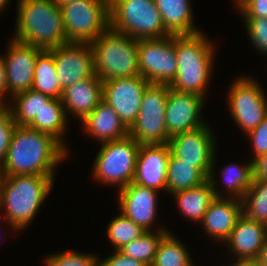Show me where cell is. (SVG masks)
Returning <instances> with one entry per match:
<instances>
[{
	"label": "cell",
	"instance_id": "obj_17",
	"mask_svg": "<svg viewBox=\"0 0 267 266\" xmlns=\"http://www.w3.org/2000/svg\"><path fill=\"white\" fill-rule=\"evenodd\" d=\"M171 149L168 143L141 144L138 151L133 183L166 192L168 162Z\"/></svg>",
	"mask_w": 267,
	"mask_h": 266
},
{
	"label": "cell",
	"instance_id": "obj_2",
	"mask_svg": "<svg viewBox=\"0 0 267 266\" xmlns=\"http://www.w3.org/2000/svg\"><path fill=\"white\" fill-rule=\"evenodd\" d=\"M16 41L50 50L68 43L60 6L52 0H18Z\"/></svg>",
	"mask_w": 267,
	"mask_h": 266
},
{
	"label": "cell",
	"instance_id": "obj_4",
	"mask_svg": "<svg viewBox=\"0 0 267 266\" xmlns=\"http://www.w3.org/2000/svg\"><path fill=\"white\" fill-rule=\"evenodd\" d=\"M214 45L203 32L175 35L178 68L175 79L169 85L170 88L207 96V86H209L214 55H216Z\"/></svg>",
	"mask_w": 267,
	"mask_h": 266
},
{
	"label": "cell",
	"instance_id": "obj_38",
	"mask_svg": "<svg viewBox=\"0 0 267 266\" xmlns=\"http://www.w3.org/2000/svg\"><path fill=\"white\" fill-rule=\"evenodd\" d=\"M112 255L104 260H98V266H147L142 261L125 256L119 250H114Z\"/></svg>",
	"mask_w": 267,
	"mask_h": 266
},
{
	"label": "cell",
	"instance_id": "obj_36",
	"mask_svg": "<svg viewBox=\"0 0 267 266\" xmlns=\"http://www.w3.org/2000/svg\"><path fill=\"white\" fill-rule=\"evenodd\" d=\"M16 123L12 113L5 108L0 113V166L3 165Z\"/></svg>",
	"mask_w": 267,
	"mask_h": 266
},
{
	"label": "cell",
	"instance_id": "obj_28",
	"mask_svg": "<svg viewBox=\"0 0 267 266\" xmlns=\"http://www.w3.org/2000/svg\"><path fill=\"white\" fill-rule=\"evenodd\" d=\"M10 99L12 104L7 109L12 113L16 125L28 126L52 98L29 89Z\"/></svg>",
	"mask_w": 267,
	"mask_h": 266
},
{
	"label": "cell",
	"instance_id": "obj_35",
	"mask_svg": "<svg viewBox=\"0 0 267 266\" xmlns=\"http://www.w3.org/2000/svg\"><path fill=\"white\" fill-rule=\"evenodd\" d=\"M245 29L255 49L267 56V18L243 17Z\"/></svg>",
	"mask_w": 267,
	"mask_h": 266
},
{
	"label": "cell",
	"instance_id": "obj_29",
	"mask_svg": "<svg viewBox=\"0 0 267 266\" xmlns=\"http://www.w3.org/2000/svg\"><path fill=\"white\" fill-rule=\"evenodd\" d=\"M170 231L160 240L151 266H194L183 242Z\"/></svg>",
	"mask_w": 267,
	"mask_h": 266
},
{
	"label": "cell",
	"instance_id": "obj_6",
	"mask_svg": "<svg viewBox=\"0 0 267 266\" xmlns=\"http://www.w3.org/2000/svg\"><path fill=\"white\" fill-rule=\"evenodd\" d=\"M109 27L136 40L171 35L154 0H109Z\"/></svg>",
	"mask_w": 267,
	"mask_h": 266
},
{
	"label": "cell",
	"instance_id": "obj_18",
	"mask_svg": "<svg viewBox=\"0 0 267 266\" xmlns=\"http://www.w3.org/2000/svg\"><path fill=\"white\" fill-rule=\"evenodd\" d=\"M117 193L119 200L117 210L120 209V212L143 230L153 231V224H155V219L158 216V198L156 195L158 191L132 182Z\"/></svg>",
	"mask_w": 267,
	"mask_h": 266
},
{
	"label": "cell",
	"instance_id": "obj_24",
	"mask_svg": "<svg viewBox=\"0 0 267 266\" xmlns=\"http://www.w3.org/2000/svg\"><path fill=\"white\" fill-rule=\"evenodd\" d=\"M165 29L171 35H192L201 32L193 22L191 0H154Z\"/></svg>",
	"mask_w": 267,
	"mask_h": 266
},
{
	"label": "cell",
	"instance_id": "obj_15",
	"mask_svg": "<svg viewBox=\"0 0 267 266\" xmlns=\"http://www.w3.org/2000/svg\"><path fill=\"white\" fill-rule=\"evenodd\" d=\"M7 49L6 55L2 56L7 94L14 97L32 88L36 59L42 49L14 39L9 42Z\"/></svg>",
	"mask_w": 267,
	"mask_h": 266
},
{
	"label": "cell",
	"instance_id": "obj_16",
	"mask_svg": "<svg viewBox=\"0 0 267 266\" xmlns=\"http://www.w3.org/2000/svg\"><path fill=\"white\" fill-rule=\"evenodd\" d=\"M49 51L53 55L62 89L95 75L93 52L89 43H66Z\"/></svg>",
	"mask_w": 267,
	"mask_h": 266
},
{
	"label": "cell",
	"instance_id": "obj_31",
	"mask_svg": "<svg viewBox=\"0 0 267 266\" xmlns=\"http://www.w3.org/2000/svg\"><path fill=\"white\" fill-rule=\"evenodd\" d=\"M221 175V179H224L222 183L227 187L225 192L228 191L226 194L229 195L226 196L242 200L253 181L252 160L244 166L228 164L222 169Z\"/></svg>",
	"mask_w": 267,
	"mask_h": 266
},
{
	"label": "cell",
	"instance_id": "obj_47",
	"mask_svg": "<svg viewBox=\"0 0 267 266\" xmlns=\"http://www.w3.org/2000/svg\"><path fill=\"white\" fill-rule=\"evenodd\" d=\"M52 1L55 2L59 6V5H62V4H65V3L74 2V1H77V0H52Z\"/></svg>",
	"mask_w": 267,
	"mask_h": 266
},
{
	"label": "cell",
	"instance_id": "obj_13",
	"mask_svg": "<svg viewBox=\"0 0 267 266\" xmlns=\"http://www.w3.org/2000/svg\"><path fill=\"white\" fill-rule=\"evenodd\" d=\"M148 84L141 76L103 81V100L113 108L128 129L136 120Z\"/></svg>",
	"mask_w": 267,
	"mask_h": 266
},
{
	"label": "cell",
	"instance_id": "obj_45",
	"mask_svg": "<svg viewBox=\"0 0 267 266\" xmlns=\"http://www.w3.org/2000/svg\"><path fill=\"white\" fill-rule=\"evenodd\" d=\"M235 3V6H237V10H239L244 4H246L249 0H232ZM237 4V5H236Z\"/></svg>",
	"mask_w": 267,
	"mask_h": 266
},
{
	"label": "cell",
	"instance_id": "obj_11",
	"mask_svg": "<svg viewBox=\"0 0 267 266\" xmlns=\"http://www.w3.org/2000/svg\"><path fill=\"white\" fill-rule=\"evenodd\" d=\"M177 68L175 35L138 40V69L146 81L170 85Z\"/></svg>",
	"mask_w": 267,
	"mask_h": 266
},
{
	"label": "cell",
	"instance_id": "obj_5",
	"mask_svg": "<svg viewBox=\"0 0 267 266\" xmlns=\"http://www.w3.org/2000/svg\"><path fill=\"white\" fill-rule=\"evenodd\" d=\"M90 46L94 72L102 81L140 76L138 40L109 27Z\"/></svg>",
	"mask_w": 267,
	"mask_h": 266
},
{
	"label": "cell",
	"instance_id": "obj_20",
	"mask_svg": "<svg viewBox=\"0 0 267 266\" xmlns=\"http://www.w3.org/2000/svg\"><path fill=\"white\" fill-rule=\"evenodd\" d=\"M267 237V226L245 214L236 222L230 237L224 242L237 260L258 259Z\"/></svg>",
	"mask_w": 267,
	"mask_h": 266
},
{
	"label": "cell",
	"instance_id": "obj_32",
	"mask_svg": "<svg viewBox=\"0 0 267 266\" xmlns=\"http://www.w3.org/2000/svg\"><path fill=\"white\" fill-rule=\"evenodd\" d=\"M242 204L243 214L267 226V181L253 180Z\"/></svg>",
	"mask_w": 267,
	"mask_h": 266
},
{
	"label": "cell",
	"instance_id": "obj_34",
	"mask_svg": "<svg viewBox=\"0 0 267 266\" xmlns=\"http://www.w3.org/2000/svg\"><path fill=\"white\" fill-rule=\"evenodd\" d=\"M94 254L79 253L73 250L58 252L45 258V266H98Z\"/></svg>",
	"mask_w": 267,
	"mask_h": 266
},
{
	"label": "cell",
	"instance_id": "obj_14",
	"mask_svg": "<svg viewBox=\"0 0 267 266\" xmlns=\"http://www.w3.org/2000/svg\"><path fill=\"white\" fill-rule=\"evenodd\" d=\"M206 97L169 88L165 110L168 136L198 129L207 123L201 117Z\"/></svg>",
	"mask_w": 267,
	"mask_h": 266
},
{
	"label": "cell",
	"instance_id": "obj_19",
	"mask_svg": "<svg viewBox=\"0 0 267 266\" xmlns=\"http://www.w3.org/2000/svg\"><path fill=\"white\" fill-rule=\"evenodd\" d=\"M243 214L242 200L229 197H215L202 221L203 230L209 237L224 243L231 235L237 220Z\"/></svg>",
	"mask_w": 267,
	"mask_h": 266
},
{
	"label": "cell",
	"instance_id": "obj_7",
	"mask_svg": "<svg viewBox=\"0 0 267 266\" xmlns=\"http://www.w3.org/2000/svg\"><path fill=\"white\" fill-rule=\"evenodd\" d=\"M140 144L127 135L102 143L94 159L93 177L98 183L117 186L118 191L133 182Z\"/></svg>",
	"mask_w": 267,
	"mask_h": 266
},
{
	"label": "cell",
	"instance_id": "obj_8",
	"mask_svg": "<svg viewBox=\"0 0 267 266\" xmlns=\"http://www.w3.org/2000/svg\"><path fill=\"white\" fill-rule=\"evenodd\" d=\"M68 43H91L109 28V0L59 5Z\"/></svg>",
	"mask_w": 267,
	"mask_h": 266
},
{
	"label": "cell",
	"instance_id": "obj_27",
	"mask_svg": "<svg viewBox=\"0 0 267 266\" xmlns=\"http://www.w3.org/2000/svg\"><path fill=\"white\" fill-rule=\"evenodd\" d=\"M31 89L51 98L61 99L63 89L57 77L53 55L49 50H42L37 56Z\"/></svg>",
	"mask_w": 267,
	"mask_h": 266
},
{
	"label": "cell",
	"instance_id": "obj_37",
	"mask_svg": "<svg viewBox=\"0 0 267 266\" xmlns=\"http://www.w3.org/2000/svg\"><path fill=\"white\" fill-rule=\"evenodd\" d=\"M253 149V159L267 153V117L247 134Z\"/></svg>",
	"mask_w": 267,
	"mask_h": 266
},
{
	"label": "cell",
	"instance_id": "obj_9",
	"mask_svg": "<svg viewBox=\"0 0 267 266\" xmlns=\"http://www.w3.org/2000/svg\"><path fill=\"white\" fill-rule=\"evenodd\" d=\"M167 84L149 83L143 93L142 103L129 135L141 144L169 143L165 110L168 98Z\"/></svg>",
	"mask_w": 267,
	"mask_h": 266
},
{
	"label": "cell",
	"instance_id": "obj_41",
	"mask_svg": "<svg viewBox=\"0 0 267 266\" xmlns=\"http://www.w3.org/2000/svg\"><path fill=\"white\" fill-rule=\"evenodd\" d=\"M6 96H7L6 75H5L3 58L1 54L0 55V104L4 105L7 108L8 104L11 103V101L10 102L4 101Z\"/></svg>",
	"mask_w": 267,
	"mask_h": 266
},
{
	"label": "cell",
	"instance_id": "obj_42",
	"mask_svg": "<svg viewBox=\"0 0 267 266\" xmlns=\"http://www.w3.org/2000/svg\"><path fill=\"white\" fill-rule=\"evenodd\" d=\"M231 266H263L258 259L236 260Z\"/></svg>",
	"mask_w": 267,
	"mask_h": 266
},
{
	"label": "cell",
	"instance_id": "obj_10",
	"mask_svg": "<svg viewBox=\"0 0 267 266\" xmlns=\"http://www.w3.org/2000/svg\"><path fill=\"white\" fill-rule=\"evenodd\" d=\"M250 78H236L227 97L231 117L246 135L267 117L266 92L260 83Z\"/></svg>",
	"mask_w": 267,
	"mask_h": 266
},
{
	"label": "cell",
	"instance_id": "obj_25",
	"mask_svg": "<svg viewBox=\"0 0 267 266\" xmlns=\"http://www.w3.org/2000/svg\"><path fill=\"white\" fill-rule=\"evenodd\" d=\"M67 119L61 99L52 98L28 127L53 136L69 151L63 137L68 126Z\"/></svg>",
	"mask_w": 267,
	"mask_h": 266
},
{
	"label": "cell",
	"instance_id": "obj_3",
	"mask_svg": "<svg viewBox=\"0 0 267 266\" xmlns=\"http://www.w3.org/2000/svg\"><path fill=\"white\" fill-rule=\"evenodd\" d=\"M55 176L12 175L3 182L0 209L14 232L24 230L34 220L52 191ZM1 211V210H0Z\"/></svg>",
	"mask_w": 267,
	"mask_h": 266
},
{
	"label": "cell",
	"instance_id": "obj_21",
	"mask_svg": "<svg viewBox=\"0 0 267 266\" xmlns=\"http://www.w3.org/2000/svg\"><path fill=\"white\" fill-rule=\"evenodd\" d=\"M102 99L103 81L96 74L67 86L63 89L61 96L66 115L72 114L81 122L97 107Z\"/></svg>",
	"mask_w": 267,
	"mask_h": 266
},
{
	"label": "cell",
	"instance_id": "obj_22",
	"mask_svg": "<svg viewBox=\"0 0 267 266\" xmlns=\"http://www.w3.org/2000/svg\"><path fill=\"white\" fill-rule=\"evenodd\" d=\"M213 160V167L210 173L209 178L199 186L182 190L176 193H173L171 196L177 200L178 209L184 217L190 219V221L201 222L204 214L209 208L210 203L214 200L215 197H227L223 195L224 193L217 188V183L215 181L216 173L214 174L215 167V157Z\"/></svg>",
	"mask_w": 267,
	"mask_h": 266
},
{
	"label": "cell",
	"instance_id": "obj_39",
	"mask_svg": "<svg viewBox=\"0 0 267 266\" xmlns=\"http://www.w3.org/2000/svg\"><path fill=\"white\" fill-rule=\"evenodd\" d=\"M238 11L242 17L267 18V0H249Z\"/></svg>",
	"mask_w": 267,
	"mask_h": 266
},
{
	"label": "cell",
	"instance_id": "obj_26",
	"mask_svg": "<svg viewBox=\"0 0 267 266\" xmlns=\"http://www.w3.org/2000/svg\"><path fill=\"white\" fill-rule=\"evenodd\" d=\"M207 178L192 165L182 162L172 152L169 156L166 191L170 194L201 185Z\"/></svg>",
	"mask_w": 267,
	"mask_h": 266
},
{
	"label": "cell",
	"instance_id": "obj_44",
	"mask_svg": "<svg viewBox=\"0 0 267 266\" xmlns=\"http://www.w3.org/2000/svg\"><path fill=\"white\" fill-rule=\"evenodd\" d=\"M5 177H6V175L4 174V172L0 166V201H1L2 187H3V182H4Z\"/></svg>",
	"mask_w": 267,
	"mask_h": 266
},
{
	"label": "cell",
	"instance_id": "obj_48",
	"mask_svg": "<svg viewBox=\"0 0 267 266\" xmlns=\"http://www.w3.org/2000/svg\"><path fill=\"white\" fill-rule=\"evenodd\" d=\"M6 107L2 104H0V113L5 109Z\"/></svg>",
	"mask_w": 267,
	"mask_h": 266
},
{
	"label": "cell",
	"instance_id": "obj_46",
	"mask_svg": "<svg viewBox=\"0 0 267 266\" xmlns=\"http://www.w3.org/2000/svg\"><path fill=\"white\" fill-rule=\"evenodd\" d=\"M10 3V0H0V12L4 11L5 8L8 6L7 4Z\"/></svg>",
	"mask_w": 267,
	"mask_h": 266
},
{
	"label": "cell",
	"instance_id": "obj_12",
	"mask_svg": "<svg viewBox=\"0 0 267 266\" xmlns=\"http://www.w3.org/2000/svg\"><path fill=\"white\" fill-rule=\"evenodd\" d=\"M214 136L207 123L198 129L171 137L168 144L177 158L192 163L208 179L216 151Z\"/></svg>",
	"mask_w": 267,
	"mask_h": 266
},
{
	"label": "cell",
	"instance_id": "obj_30",
	"mask_svg": "<svg viewBox=\"0 0 267 266\" xmlns=\"http://www.w3.org/2000/svg\"><path fill=\"white\" fill-rule=\"evenodd\" d=\"M168 231L165 227L157 229V231L154 230V232L146 231L136 240L125 244L119 251L125 256L140 260L147 266H151L156 255L157 246Z\"/></svg>",
	"mask_w": 267,
	"mask_h": 266
},
{
	"label": "cell",
	"instance_id": "obj_1",
	"mask_svg": "<svg viewBox=\"0 0 267 266\" xmlns=\"http://www.w3.org/2000/svg\"><path fill=\"white\" fill-rule=\"evenodd\" d=\"M68 152L53 136L16 125L1 168L6 176H55L56 167Z\"/></svg>",
	"mask_w": 267,
	"mask_h": 266
},
{
	"label": "cell",
	"instance_id": "obj_33",
	"mask_svg": "<svg viewBox=\"0 0 267 266\" xmlns=\"http://www.w3.org/2000/svg\"><path fill=\"white\" fill-rule=\"evenodd\" d=\"M106 231L107 238L112 243L114 250H119L146 232L122 212H119V215L109 222Z\"/></svg>",
	"mask_w": 267,
	"mask_h": 266
},
{
	"label": "cell",
	"instance_id": "obj_40",
	"mask_svg": "<svg viewBox=\"0 0 267 266\" xmlns=\"http://www.w3.org/2000/svg\"><path fill=\"white\" fill-rule=\"evenodd\" d=\"M251 160L253 180L267 181V153Z\"/></svg>",
	"mask_w": 267,
	"mask_h": 266
},
{
	"label": "cell",
	"instance_id": "obj_43",
	"mask_svg": "<svg viewBox=\"0 0 267 266\" xmlns=\"http://www.w3.org/2000/svg\"><path fill=\"white\" fill-rule=\"evenodd\" d=\"M258 260L263 266H267V237Z\"/></svg>",
	"mask_w": 267,
	"mask_h": 266
},
{
	"label": "cell",
	"instance_id": "obj_23",
	"mask_svg": "<svg viewBox=\"0 0 267 266\" xmlns=\"http://www.w3.org/2000/svg\"><path fill=\"white\" fill-rule=\"evenodd\" d=\"M84 132L101 143L115 141L129 135V129L121 121L113 108L103 99L81 122ZM89 133V134H88Z\"/></svg>",
	"mask_w": 267,
	"mask_h": 266
}]
</instances>
